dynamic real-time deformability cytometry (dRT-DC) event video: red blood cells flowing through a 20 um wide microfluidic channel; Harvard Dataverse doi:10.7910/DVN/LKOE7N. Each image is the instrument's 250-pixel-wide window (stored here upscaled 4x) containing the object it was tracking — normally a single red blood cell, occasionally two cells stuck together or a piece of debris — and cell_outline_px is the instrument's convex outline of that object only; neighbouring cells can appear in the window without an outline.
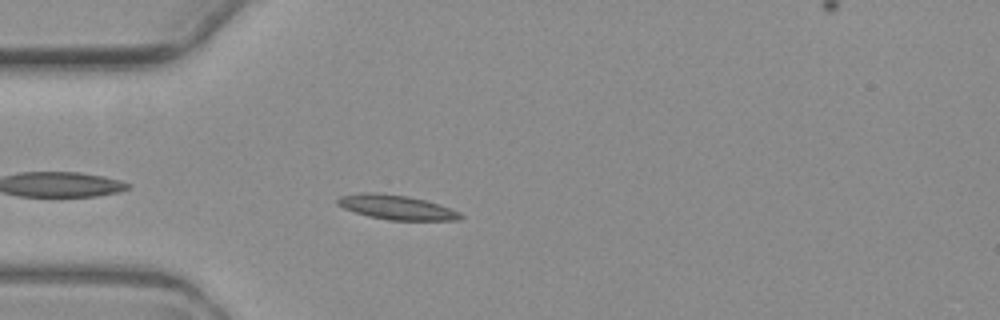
{"species": "common noctule bat (a hibernating species)", "species_latin": "Nyctalus noctula", "temperature_condition": "warm", "stored_images_in_passage": 3, "camera_frame_rate_fps": 3000, "um_per_image_px": 0.085, "animal": {"sex": "female", "body_mass_g": 19.3, "forearm_length_mm": 54.1}, "frame": {"image": 1, "passage_image": 2, "time_ms": 2.0, "image_size_px": [1000, 320], "cell_outline_px": [[464, 216], [460, 220], [388, 220], [368, 216], [344, 208], [336, 204], [336, 200], [340, 196], [356, 192], [376, 192], [408, 196], [424, 200], [460, 212]], "centroid_in_image_um": [33.65, 17.61], "position_along_channel_um": 51.4, "area_um2": 17.51}}